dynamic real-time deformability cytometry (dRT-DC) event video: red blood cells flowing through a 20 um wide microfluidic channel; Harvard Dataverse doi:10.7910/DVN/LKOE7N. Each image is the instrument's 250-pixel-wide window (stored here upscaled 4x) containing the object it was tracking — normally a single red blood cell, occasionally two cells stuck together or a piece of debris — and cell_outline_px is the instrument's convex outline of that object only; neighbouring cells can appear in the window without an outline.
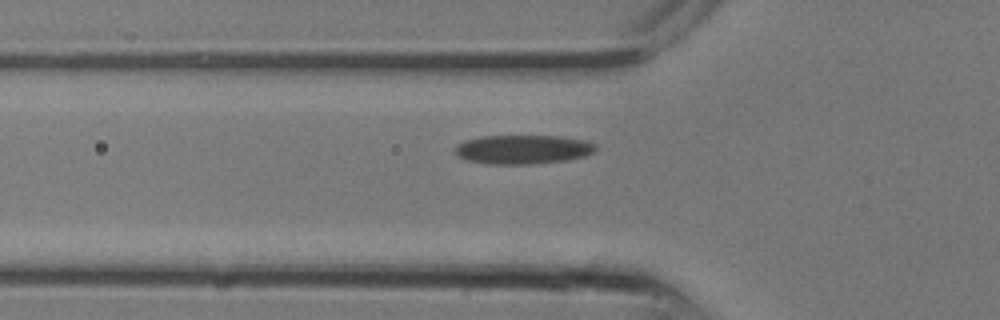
{"species": "common noctule bat (a hibernating species)", "species_latin": "Nyctalus noctula", "temperature_condition": "room temperature", "stored_images_in_passage": 20, "camera_frame_rate_fps": 3000, "um_per_image_px": 0.085, "animal": {"sex": "male", "body_mass_g": 13.3}, "frame": {"image": 1, "passage_image": 3, "time_ms": 0.667, "image_size_px": [1000, 320], "cell_outline_px": [[596, 148], [592, 152], [584, 156], [568, 160], [532, 164], [488, 164], [464, 160], [456, 156], [456, 148], [464, 140], [480, 136], [556, 136], [580, 140], [592, 144]], "centroid_in_image_um": [44.36, 12.71], "position_along_channel_um": 81.4, "area_um2": 23.58}}
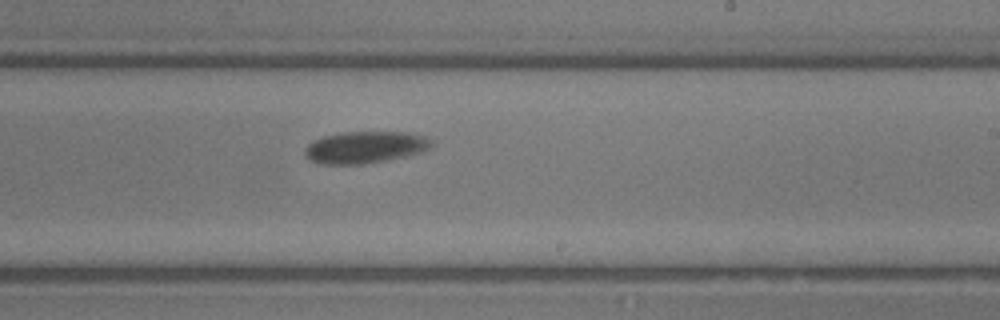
{"frame": {"image": 2, "passage_image": 10, "time_ms": 3.0, "image_size_px": [1000, 320], "cell_outline_px": [[432, 144], [428, 148], [420, 152], [404, 156], [364, 164], [320, 164], [308, 160], [304, 156], [304, 148], [308, 144], [324, 136], [344, 132], [408, 132], [424, 136]], "centroid_in_image_um": [30.95, 12.52], "position_along_channel_um": 258.0, "area_um2": 23.29}}
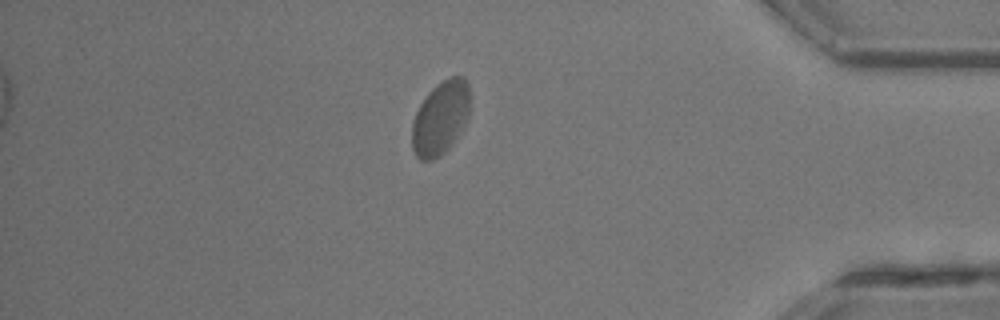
{"frame": {"image": 3, "passage_image": 17, "time_ms": 5.333, "image_size_px": [1000, 320], "cell_outline_px": [[468, 112], [464, 124], [460, 132], [452, 144], [440, 156], [432, 160], [420, 160], [416, 156], [412, 148], [412, 124], [416, 112], [420, 104], [428, 92], [436, 84], [452, 76], [464, 76], [468, 80]], "centroid_in_image_um": [37.42, 10.02], "position_along_channel_um": 397.8, "area_um2": 24.68}}